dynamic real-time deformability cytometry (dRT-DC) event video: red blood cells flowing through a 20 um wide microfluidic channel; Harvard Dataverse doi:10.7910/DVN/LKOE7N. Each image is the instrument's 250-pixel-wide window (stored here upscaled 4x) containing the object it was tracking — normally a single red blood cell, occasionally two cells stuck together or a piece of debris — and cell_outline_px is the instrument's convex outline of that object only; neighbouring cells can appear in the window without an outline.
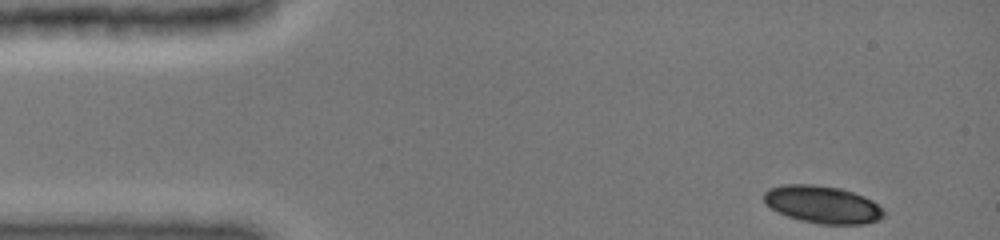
{"species": "common noctule bat (a hibernating species)", "species_latin": "Nyctalus noctula", "temperature_condition": "cold", "stored_images_in_passage": 41, "camera_frame_rate_fps": 3000, "um_per_image_px": 0.085, "animal": {"sex": "female", "body_mass_g": 19.0, "forearm_length_mm": 51.5}, "frame": {"image": 1, "passage_image": 1, "time_ms": 0.0, "image_size_px": [1000, 240], "cell_outline_px": [[884, 216], [876, 220], [864, 224], [820, 224], [800, 220], [788, 216], [768, 208], [764, 200], [764, 192], [768, 188], [784, 184], [812, 184], [840, 188], [864, 196], [872, 200], [884, 212]], "centroid_in_image_um": [69.86, 17.38], "position_along_channel_um": 15.1, "area_um2": 26.13}}
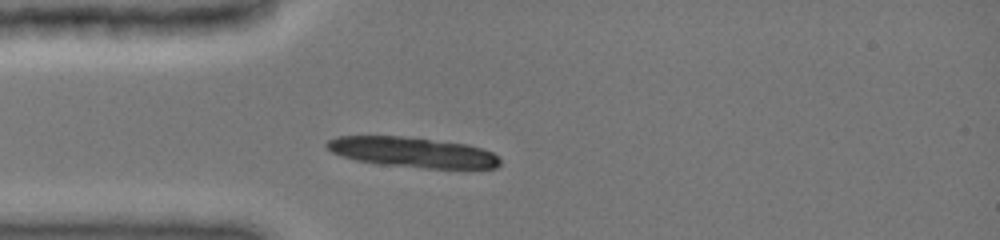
{"frame": {"image": 2, "passage_image": 10, "time_ms": 3.0, "image_size_px": [1000, 240], "cell_outline_px": [[500, 164], [496, 168], [424, 168], [376, 164], [356, 160], [340, 156], [332, 152], [324, 144], [328, 140], [336, 136], [400, 136], [468, 144], [492, 152], [500, 160]], "centroid_in_image_um": [35.02, 12.94], "position_along_channel_um": 50.0, "area_um2": 30.46}}
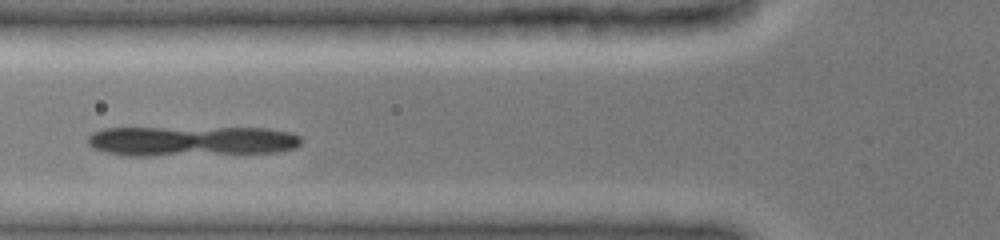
{"frame": {"image": 3, "passage_image": 15, "time_ms": 4.667, "image_size_px": [1000, 240], "cell_outline_px": [[300, 144], [296, 148], [276, 152], [152, 156], [128, 156], [108, 152], [96, 148], [88, 144], [88, 136], [92, 132], [100, 128], [268, 128], [292, 132], [300, 136]], "centroid_in_image_um": [16.28, 11.98], "position_along_channel_um": 109.5, "area_um2": 37.57}}